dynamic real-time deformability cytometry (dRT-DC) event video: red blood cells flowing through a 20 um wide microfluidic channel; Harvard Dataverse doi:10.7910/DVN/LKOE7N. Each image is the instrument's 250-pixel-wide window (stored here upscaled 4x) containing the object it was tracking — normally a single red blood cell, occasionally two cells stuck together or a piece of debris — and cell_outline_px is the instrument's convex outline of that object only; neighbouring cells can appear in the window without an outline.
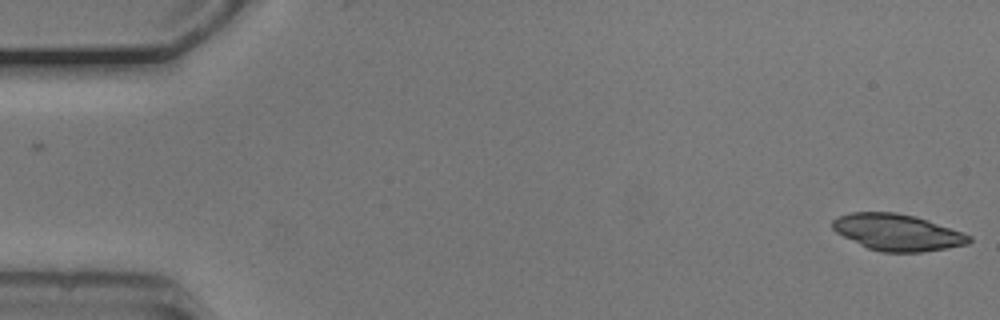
{"species": "common noctule bat (a hibernating species)", "species_latin": "Nyctalus noctula", "temperature_condition": "cold", "stored_images_in_passage": 39, "camera_frame_rate_fps": 3000, "um_per_image_px": 0.085, "animal": {"sex": "male", "body_mass_g": 20.5, "forearm_length_mm": 52.5}, "frame": {"image": 1, "passage_image": 1, "time_ms": 0.0, "image_size_px": [1000, 320], "cell_outline_px": [[972, 240], [968, 244], [920, 252], [880, 252], [868, 248], [836, 232], [832, 228], [832, 220], [848, 212], [896, 212], [916, 216], [928, 220], [972, 236]], "centroid_in_image_um": [76.26, 19.74], "position_along_channel_um": 8.7, "area_um2": 28.84}}